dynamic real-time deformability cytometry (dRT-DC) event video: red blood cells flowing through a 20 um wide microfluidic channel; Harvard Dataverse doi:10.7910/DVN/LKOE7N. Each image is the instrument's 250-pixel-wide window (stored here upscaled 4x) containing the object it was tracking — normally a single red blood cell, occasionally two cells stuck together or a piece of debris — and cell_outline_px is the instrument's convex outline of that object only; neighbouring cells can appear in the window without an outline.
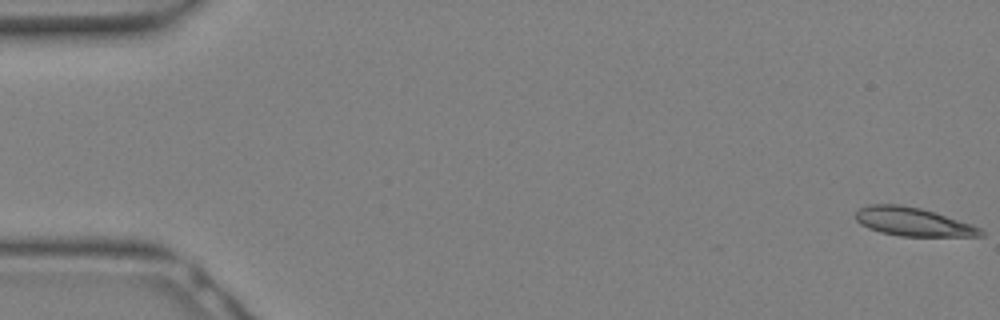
{"species": "Egyptian fruit bat (a non-hibernating species)", "species_latin": "Rousettus aegyptiacus", "temperature_condition": "warm", "stored_images_in_passage": 7, "camera_frame_rate_fps": 3000, "um_per_image_px": 0.085, "animal": {"sex": "female"}, "frame": {"image": 1, "passage_image": 1, "time_ms": 0.0, "image_size_px": [1000, 320], "cell_outline_px": [[984, 236], [900, 236], [880, 232], [868, 228], [860, 224], [856, 220], [856, 212], [860, 208], [868, 204], [900, 204], [920, 208], [972, 224], [980, 228], [984, 232]], "centroid_in_image_um": [77.58, 18.85], "position_along_channel_um": 7.4, "area_um2": 20.69}}